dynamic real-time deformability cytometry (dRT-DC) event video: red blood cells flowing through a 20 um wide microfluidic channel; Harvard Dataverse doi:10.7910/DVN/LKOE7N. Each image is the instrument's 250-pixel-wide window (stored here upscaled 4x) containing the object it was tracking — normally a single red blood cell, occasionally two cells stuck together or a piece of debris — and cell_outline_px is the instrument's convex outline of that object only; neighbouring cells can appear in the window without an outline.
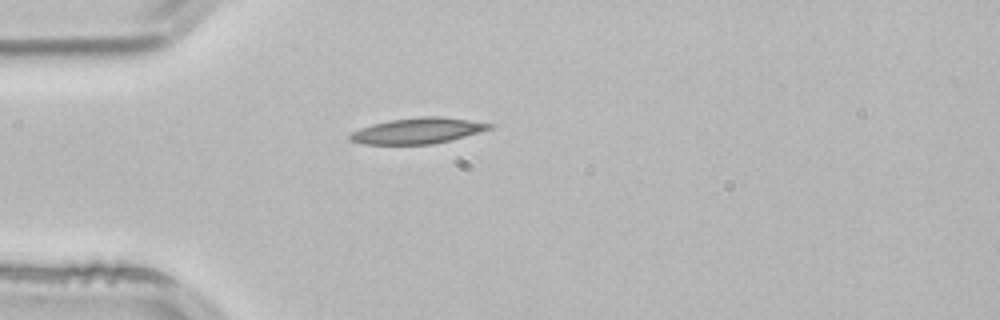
{"species": "common noctule bat (a hibernating species)", "species_latin": "Nyctalus noctula", "temperature_condition": "room temperature", "stored_images_in_passage": 1, "camera_frame_rate_fps": 3000, "um_per_image_px": 0.085, "animal": {"sex": "male", "body_mass_g": 21.5, "forearm_length_mm": 52.0}, "frame": {"image": 1, "passage_image": 1, "time_ms": 0.0, "image_size_px": [1000, 320], "cell_outline_px": [[496, 124], [492, 128], [480, 132], [452, 140], [432, 144], [360, 144], [348, 140], [348, 136], [352, 132], [360, 128], [372, 124], [388, 120], [420, 116], [440, 116]], "centroid_in_image_um": [35.49, 11.11], "position_along_channel_um": 49.5, "area_um2": 21.15}}